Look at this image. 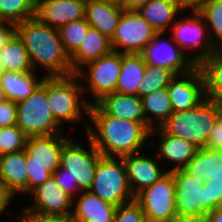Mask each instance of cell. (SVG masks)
I'll use <instances>...</instances> for the list:
<instances>
[{
    "mask_svg": "<svg viewBox=\"0 0 222 222\" xmlns=\"http://www.w3.org/2000/svg\"><path fill=\"white\" fill-rule=\"evenodd\" d=\"M147 123H139L108 115L97 103L91 104L86 135L104 157L121 158L149 149Z\"/></svg>",
    "mask_w": 222,
    "mask_h": 222,
    "instance_id": "6da1fadb",
    "label": "cell"
},
{
    "mask_svg": "<svg viewBox=\"0 0 222 222\" xmlns=\"http://www.w3.org/2000/svg\"><path fill=\"white\" fill-rule=\"evenodd\" d=\"M16 33L29 53L35 72L45 77L75 74L58 29L45 25L34 17L16 24Z\"/></svg>",
    "mask_w": 222,
    "mask_h": 222,
    "instance_id": "7a4b0ae2",
    "label": "cell"
},
{
    "mask_svg": "<svg viewBox=\"0 0 222 222\" xmlns=\"http://www.w3.org/2000/svg\"><path fill=\"white\" fill-rule=\"evenodd\" d=\"M47 100L54 119L66 132L80 135L81 128L77 127L81 126L86 134L91 104L76 74L47 77Z\"/></svg>",
    "mask_w": 222,
    "mask_h": 222,
    "instance_id": "3957f363",
    "label": "cell"
},
{
    "mask_svg": "<svg viewBox=\"0 0 222 222\" xmlns=\"http://www.w3.org/2000/svg\"><path fill=\"white\" fill-rule=\"evenodd\" d=\"M221 114L206 98L193 109L174 111L160 128L168 135L192 142L199 149L206 148L211 130Z\"/></svg>",
    "mask_w": 222,
    "mask_h": 222,
    "instance_id": "277c9868",
    "label": "cell"
},
{
    "mask_svg": "<svg viewBox=\"0 0 222 222\" xmlns=\"http://www.w3.org/2000/svg\"><path fill=\"white\" fill-rule=\"evenodd\" d=\"M17 104V126L27 137L66 132L54 119L47 100V77L34 92Z\"/></svg>",
    "mask_w": 222,
    "mask_h": 222,
    "instance_id": "5b68a950",
    "label": "cell"
},
{
    "mask_svg": "<svg viewBox=\"0 0 222 222\" xmlns=\"http://www.w3.org/2000/svg\"><path fill=\"white\" fill-rule=\"evenodd\" d=\"M81 135H83V138ZM81 135H72L63 145L60 166L68 170L73 183H77L79 190L82 192L91 189L97 164L102 154L86 134L85 136L84 134ZM86 140L87 142H85Z\"/></svg>",
    "mask_w": 222,
    "mask_h": 222,
    "instance_id": "8992f818",
    "label": "cell"
},
{
    "mask_svg": "<svg viewBox=\"0 0 222 222\" xmlns=\"http://www.w3.org/2000/svg\"><path fill=\"white\" fill-rule=\"evenodd\" d=\"M168 34L197 66L216 50L199 12H181Z\"/></svg>",
    "mask_w": 222,
    "mask_h": 222,
    "instance_id": "52a82bcc",
    "label": "cell"
},
{
    "mask_svg": "<svg viewBox=\"0 0 222 222\" xmlns=\"http://www.w3.org/2000/svg\"><path fill=\"white\" fill-rule=\"evenodd\" d=\"M120 71L121 53L112 50L85 64L75 74L80 78L86 100L94 104L104 95L115 92Z\"/></svg>",
    "mask_w": 222,
    "mask_h": 222,
    "instance_id": "ba28073f",
    "label": "cell"
},
{
    "mask_svg": "<svg viewBox=\"0 0 222 222\" xmlns=\"http://www.w3.org/2000/svg\"><path fill=\"white\" fill-rule=\"evenodd\" d=\"M89 191L116 207L135 200L122 158L102 156Z\"/></svg>",
    "mask_w": 222,
    "mask_h": 222,
    "instance_id": "9c48e42d",
    "label": "cell"
},
{
    "mask_svg": "<svg viewBox=\"0 0 222 222\" xmlns=\"http://www.w3.org/2000/svg\"><path fill=\"white\" fill-rule=\"evenodd\" d=\"M23 200L28 203L23 205ZM23 200L22 206L16 205L15 216H69L72 213L73 198L53 176L34 188Z\"/></svg>",
    "mask_w": 222,
    "mask_h": 222,
    "instance_id": "30bf717a",
    "label": "cell"
},
{
    "mask_svg": "<svg viewBox=\"0 0 222 222\" xmlns=\"http://www.w3.org/2000/svg\"><path fill=\"white\" fill-rule=\"evenodd\" d=\"M172 172L177 221L204 222L210 211L206 207L204 181L189 174L184 168Z\"/></svg>",
    "mask_w": 222,
    "mask_h": 222,
    "instance_id": "8fae6325",
    "label": "cell"
},
{
    "mask_svg": "<svg viewBox=\"0 0 222 222\" xmlns=\"http://www.w3.org/2000/svg\"><path fill=\"white\" fill-rule=\"evenodd\" d=\"M147 222H176L175 181L173 172H167L157 182L135 196Z\"/></svg>",
    "mask_w": 222,
    "mask_h": 222,
    "instance_id": "7c38bea8",
    "label": "cell"
},
{
    "mask_svg": "<svg viewBox=\"0 0 222 222\" xmlns=\"http://www.w3.org/2000/svg\"><path fill=\"white\" fill-rule=\"evenodd\" d=\"M184 169L204 181L206 207H222V150L198 149Z\"/></svg>",
    "mask_w": 222,
    "mask_h": 222,
    "instance_id": "4fadbf2b",
    "label": "cell"
},
{
    "mask_svg": "<svg viewBox=\"0 0 222 222\" xmlns=\"http://www.w3.org/2000/svg\"><path fill=\"white\" fill-rule=\"evenodd\" d=\"M140 54L146 64L166 68L175 75L189 73L197 67L168 32L157 33Z\"/></svg>",
    "mask_w": 222,
    "mask_h": 222,
    "instance_id": "5bb4252c",
    "label": "cell"
},
{
    "mask_svg": "<svg viewBox=\"0 0 222 222\" xmlns=\"http://www.w3.org/2000/svg\"><path fill=\"white\" fill-rule=\"evenodd\" d=\"M157 33L138 11L123 10L111 39L112 49L122 54H140Z\"/></svg>",
    "mask_w": 222,
    "mask_h": 222,
    "instance_id": "9a60e30c",
    "label": "cell"
},
{
    "mask_svg": "<svg viewBox=\"0 0 222 222\" xmlns=\"http://www.w3.org/2000/svg\"><path fill=\"white\" fill-rule=\"evenodd\" d=\"M149 148L168 172L184 168L199 149L192 142L168 135L160 127L150 131Z\"/></svg>",
    "mask_w": 222,
    "mask_h": 222,
    "instance_id": "2e32d148",
    "label": "cell"
},
{
    "mask_svg": "<svg viewBox=\"0 0 222 222\" xmlns=\"http://www.w3.org/2000/svg\"><path fill=\"white\" fill-rule=\"evenodd\" d=\"M26 165L25 149L0 156V190L15 208L27 196Z\"/></svg>",
    "mask_w": 222,
    "mask_h": 222,
    "instance_id": "e0dca14e",
    "label": "cell"
},
{
    "mask_svg": "<svg viewBox=\"0 0 222 222\" xmlns=\"http://www.w3.org/2000/svg\"><path fill=\"white\" fill-rule=\"evenodd\" d=\"M121 158L123 159L128 184L134 197L145 188L153 185L168 172L150 148Z\"/></svg>",
    "mask_w": 222,
    "mask_h": 222,
    "instance_id": "ac0fdd59",
    "label": "cell"
},
{
    "mask_svg": "<svg viewBox=\"0 0 222 222\" xmlns=\"http://www.w3.org/2000/svg\"><path fill=\"white\" fill-rule=\"evenodd\" d=\"M169 98L174 111H182L197 107L206 99L205 80L199 66L191 72L175 77L167 86Z\"/></svg>",
    "mask_w": 222,
    "mask_h": 222,
    "instance_id": "d6986e66",
    "label": "cell"
},
{
    "mask_svg": "<svg viewBox=\"0 0 222 222\" xmlns=\"http://www.w3.org/2000/svg\"><path fill=\"white\" fill-rule=\"evenodd\" d=\"M70 132L27 137V164L43 166L52 174L60 166L63 145L72 137Z\"/></svg>",
    "mask_w": 222,
    "mask_h": 222,
    "instance_id": "ffe728a7",
    "label": "cell"
},
{
    "mask_svg": "<svg viewBox=\"0 0 222 222\" xmlns=\"http://www.w3.org/2000/svg\"><path fill=\"white\" fill-rule=\"evenodd\" d=\"M86 0H43L35 7V17L43 24L59 29L85 18Z\"/></svg>",
    "mask_w": 222,
    "mask_h": 222,
    "instance_id": "44dd1931",
    "label": "cell"
},
{
    "mask_svg": "<svg viewBox=\"0 0 222 222\" xmlns=\"http://www.w3.org/2000/svg\"><path fill=\"white\" fill-rule=\"evenodd\" d=\"M116 208L90 191H82L73 199L71 216L76 222H113Z\"/></svg>",
    "mask_w": 222,
    "mask_h": 222,
    "instance_id": "7402d4cb",
    "label": "cell"
},
{
    "mask_svg": "<svg viewBox=\"0 0 222 222\" xmlns=\"http://www.w3.org/2000/svg\"><path fill=\"white\" fill-rule=\"evenodd\" d=\"M124 8L110 1L86 0L85 19L100 33L112 39Z\"/></svg>",
    "mask_w": 222,
    "mask_h": 222,
    "instance_id": "603a6c76",
    "label": "cell"
},
{
    "mask_svg": "<svg viewBox=\"0 0 222 222\" xmlns=\"http://www.w3.org/2000/svg\"><path fill=\"white\" fill-rule=\"evenodd\" d=\"M108 115L139 123H147L142 100L138 96L112 92L96 102Z\"/></svg>",
    "mask_w": 222,
    "mask_h": 222,
    "instance_id": "cb8c5ba5",
    "label": "cell"
},
{
    "mask_svg": "<svg viewBox=\"0 0 222 222\" xmlns=\"http://www.w3.org/2000/svg\"><path fill=\"white\" fill-rule=\"evenodd\" d=\"M112 50L111 39L90 26L78 49L70 56L73 72L76 73L85 64L110 53Z\"/></svg>",
    "mask_w": 222,
    "mask_h": 222,
    "instance_id": "d4e9b609",
    "label": "cell"
},
{
    "mask_svg": "<svg viewBox=\"0 0 222 222\" xmlns=\"http://www.w3.org/2000/svg\"><path fill=\"white\" fill-rule=\"evenodd\" d=\"M45 76L38 72L17 73L4 71L0 85L6 99L15 103L27 99L41 84Z\"/></svg>",
    "mask_w": 222,
    "mask_h": 222,
    "instance_id": "484cf974",
    "label": "cell"
},
{
    "mask_svg": "<svg viewBox=\"0 0 222 222\" xmlns=\"http://www.w3.org/2000/svg\"><path fill=\"white\" fill-rule=\"evenodd\" d=\"M146 63L141 54H122L121 71L115 87V92L138 96V87L142 83Z\"/></svg>",
    "mask_w": 222,
    "mask_h": 222,
    "instance_id": "4316f807",
    "label": "cell"
},
{
    "mask_svg": "<svg viewBox=\"0 0 222 222\" xmlns=\"http://www.w3.org/2000/svg\"><path fill=\"white\" fill-rule=\"evenodd\" d=\"M138 13L158 32H169L181 13L179 7L167 0H149Z\"/></svg>",
    "mask_w": 222,
    "mask_h": 222,
    "instance_id": "83f0119b",
    "label": "cell"
},
{
    "mask_svg": "<svg viewBox=\"0 0 222 222\" xmlns=\"http://www.w3.org/2000/svg\"><path fill=\"white\" fill-rule=\"evenodd\" d=\"M205 80V95L222 112V52L215 50L199 65Z\"/></svg>",
    "mask_w": 222,
    "mask_h": 222,
    "instance_id": "f1b7e54d",
    "label": "cell"
},
{
    "mask_svg": "<svg viewBox=\"0 0 222 222\" xmlns=\"http://www.w3.org/2000/svg\"><path fill=\"white\" fill-rule=\"evenodd\" d=\"M147 124L153 129L160 127L174 112L167 88L141 98Z\"/></svg>",
    "mask_w": 222,
    "mask_h": 222,
    "instance_id": "f546056e",
    "label": "cell"
},
{
    "mask_svg": "<svg viewBox=\"0 0 222 222\" xmlns=\"http://www.w3.org/2000/svg\"><path fill=\"white\" fill-rule=\"evenodd\" d=\"M0 52L4 71L17 73L35 72L29 53L17 33L10 38Z\"/></svg>",
    "mask_w": 222,
    "mask_h": 222,
    "instance_id": "4dcf8cb0",
    "label": "cell"
},
{
    "mask_svg": "<svg viewBox=\"0 0 222 222\" xmlns=\"http://www.w3.org/2000/svg\"><path fill=\"white\" fill-rule=\"evenodd\" d=\"M207 26L213 47H222V0H210L200 11Z\"/></svg>",
    "mask_w": 222,
    "mask_h": 222,
    "instance_id": "1f68e13d",
    "label": "cell"
},
{
    "mask_svg": "<svg viewBox=\"0 0 222 222\" xmlns=\"http://www.w3.org/2000/svg\"><path fill=\"white\" fill-rule=\"evenodd\" d=\"M32 0H0V18L4 22L21 23L35 17Z\"/></svg>",
    "mask_w": 222,
    "mask_h": 222,
    "instance_id": "d6a6232c",
    "label": "cell"
},
{
    "mask_svg": "<svg viewBox=\"0 0 222 222\" xmlns=\"http://www.w3.org/2000/svg\"><path fill=\"white\" fill-rule=\"evenodd\" d=\"M174 77L175 74L166 68L146 64L144 78L138 87V97L142 98L152 92L167 88Z\"/></svg>",
    "mask_w": 222,
    "mask_h": 222,
    "instance_id": "836d02e7",
    "label": "cell"
},
{
    "mask_svg": "<svg viewBox=\"0 0 222 222\" xmlns=\"http://www.w3.org/2000/svg\"><path fill=\"white\" fill-rule=\"evenodd\" d=\"M89 27L90 25L83 18L69 22L58 29L64 50L69 56L78 49Z\"/></svg>",
    "mask_w": 222,
    "mask_h": 222,
    "instance_id": "e575fe53",
    "label": "cell"
},
{
    "mask_svg": "<svg viewBox=\"0 0 222 222\" xmlns=\"http://www.w3.org/2000/svg\"><path fill=\"white\" fill-rule=\"evenodd\" d=\"M27 136L17 126L0 128V156L25 149Z\"/></svg>",
    "mask_w": 222,
    "mask_h": 222,
    "instance_id": "d590c367",
    "label": "cell"
},
{
    "mask_svg": "<svg viewBox=\"0 0 222 222\" xmlns=\"http://www.w3.org/2000/svg\"><path fill=\"white\" fill-rule=\"evenodd\" d=\"M113 222H147V220L141 206L133 200L116 208Z\"/></svg>",
    "mask_w": 222,
    "mask_h": 222,
    "instance_id": "8d00e7d4",
    "label": "cell"
},
{
    "mask_svg": "<svg viewBox=\"0 0 222 222\" xmlns=\"http://www.w3.org/2000/svg\"><path fill=\"white\" fill-rule=\"evenodd\" d=\"M27 195L37 186L43 184L53 174L43 166L27 164Z\"/></svg>",
    "mask_w": 222,
    "mask_h": 222,
    "instance_id": "74e56055",
    "label": "cell"
},
{
    "mask_svg": "<svg viewBox=\"0 0 222 222\" xmlns=\"http://www.w3.org/2000/svg\"><path fill=\"white\" fill-rule=\"evenodd\" d=\"M17 125V104L9 99L0 101V128Z\"/></svg>",
    "mask_w": 222,
    "mask_h": 222,
    "instance_id": "f35d334b",
    "label": "cell"
},
{
    "mask_svg": "<svg viewBox=\"0 0 222 222\" xmlns=\"http://www.w3.org/2000/svg\"><path fill=\"white\" fill-rule=\"evenodd\" d=\"M53 177L57 183L69 194L73 199L81 192L77 183H73L72 177L68 174V170L59 166L53 173Z\"/></svg>",
    "mask_w": 222,
    "mask_h": 222,
    "instance_id": "ab89813d",
    "label": "cell"
},
{
    "mask_svg": "<svg viewBox=\"0 0 222 222\" xmlns=\"http://www.w3.org/2000/svg\"><path fill=\"white\" fill-rule=\"evenodd\" d=\"M206 148L222 150V114L216 119L208 138Z\"/></svg>",
    "mask_w": 222,
    "mask_h": 222,
    "instance_id": "60d3db41",
    "label": "cell"
},
{
    "mask_svg": "<svg viewBox=\"0 0 222 222\" xmlns=\"http://www.w3.org/2000/svg\"><path fill=\"white\" fill-rule=\"evenodd\" d=\"M16 222H76L71 216H15Z\"/></svg>",
    "mask_w": 222,
    "mask_h": 222,
    "instance_id": "b9f144b4",
    "label": "cell"
},
{
    "mask_svg": "<svg viewBox=\"0 0 222 222\" xmlns=\"http://www.w3.org/2000/svg\"><path fill=\"white\" fill-rule=\"evenodd\" d=\"M12 209H14V206L12 205V203L2 194L1 190H0V218H7V220H9L8 218L11 217V219L9 220L11 222H15L13 220H15V211ZM8 216V217H5ZM3 217V218H2ZM0 219V222L2 221Z\"/></svg>",
    "mask_w": 222,
    "mask_h": 222,
    "instance_id": "7bdbcfd3",
    "label": "cell"
},
{
    "mask_svg": "<svg viewBox=\"0 0 222 222\" xmlns=\"http://www.w3.org/2000/svg\"><path fill=\"white\" fill-rule=\"evenodd\" d=\"M15 33H16V24L3 22L0 25V50L6 45V43Z\"/></svg>",
    "mask_w": 222,
    "mask_h": 222,
    "instance_id": "ee69618b",
    "label": "cell"
},
{
    "mask_svg": "<svg viewBox=\"0 0 222 222\" xmlns=\"http://www.w3.org/2000/svg\"><path fill=\"white\" fill-rule=\"evenodd\" d=\"M210 0H182V12H199Z\"/></svg>",
    "mask_w": 222,
    "mask_h": 222,
    "instance_id": "f6af8a7d",
    "label": "cell"
},
{
    "mask_svg": "<svg viewBox=\"0 0 222 222\" xmlns=\"http://www.w3.org/2000/svg\"><path fill=\"white\" fill-rule=\"evenodd\" d=\"M149 0H123L122 7L124 10L137 11L143 7Z\"/></svg>",
    "mask_w": 222,
    "mask_h": 222,
    "instance_id": "bcb514c9",
    "label": "cell"
},
{
    "mask_svg": "<svg viewBox=\"0 0 222 222\" xmlns=\"http://www.w3.org/2000/svg\"><path fill=\"white\" fill-rule=\"evenodd\" d=\"M204 222H222V207H217L209 211Z\"/></svg>",
    "mask_w": 222,
    "mask_h": 222,
    "instance_id": "7dc6e473",
    "label": "cell"
},
{
    "mask_svg": "<svg viewBox=\"0 0 222 222\" xmlns=\"http://www.w3.org/2000/svg\"><path fill=\"white\" fill-rule=\"evenodd\" d=\"M167 1L174 3L177 7H179L180 11L182 12V0H167Z\"/></svg>",
    "mask_w": 222,
    "mask_h": 222,
    "instance_id": "c3c4849f",
    "label": "cell"
},
{
    "mask_svg": "<svg viewBox=\"0 0 222 222\" xmlns=\"http://www.w3.org/2000/svg\"><path fill=\"white\" fill-rule=\"evenodd\" d=\"M97 1H110L119 5H122L123 0H97Z\"/></svg>",
    "mask_w": 222,
    "mask_h": 222,
    "instance_id": "681fc988",
    "label": "cell"
},
{
    "mask_svg": "<svg viewBox=\"0 0 222 222\" xmlns=\"http://www.w3.org/2000/svg\"><path fill=\"white\" fill-rule=\"evenodd\" d=\"M4 99H5V96H4L3 90L0 85V101H3Z\"/></svg>",
    "mask_w": 222,
    "mask_h": 222,
    "instance_id": "f907efd6",
    "label": "cell"
},
{
    "mask_svg": "<svg viewBox=\"0 0 222 222\" xmlns=\"http://www.w3.org/2000/svg\"><path fill=\"white\" fill-rule=\"evenodd\" d=\"M1 57H2V55H1V52H0V74L2 72H4L3 63H1Z\"/></svg>",
    "mask_w": 222,
    "mask_h": 222,
    "instance_id": "816d5d0a",
    "label": "cell"
},
{
    "mask_svg": "<svg viewBox=\"0 0 222 222\" xmlns=\"http://www.w3.org/2000/svg\"><path fill=\"white\" fill-rule=\"evenodd\" d=\"M41 1H43V0H32V2L35 4V5H37L39 2H41Z\"/></svg>",
    "mask_w": 222,
    "mask_h": 222,
    "instance_id": "f5cc1de1",
    "label": "cell"
},
{
    "mask_svg": "<svg viewBox=\"0 0 222 222\" xmlns=\"http://www.w3.org/2000/svg\"><path fill=\"white\" fill-rule=\"evenodd\" d=\"M4 21L0 18V25L3 23Z\"/></svg>",
    "mask_w": 222,
    "mask_h": 222,
    "instance_id": "db71d44e",
    "label": "cell"
}]
</instances>
